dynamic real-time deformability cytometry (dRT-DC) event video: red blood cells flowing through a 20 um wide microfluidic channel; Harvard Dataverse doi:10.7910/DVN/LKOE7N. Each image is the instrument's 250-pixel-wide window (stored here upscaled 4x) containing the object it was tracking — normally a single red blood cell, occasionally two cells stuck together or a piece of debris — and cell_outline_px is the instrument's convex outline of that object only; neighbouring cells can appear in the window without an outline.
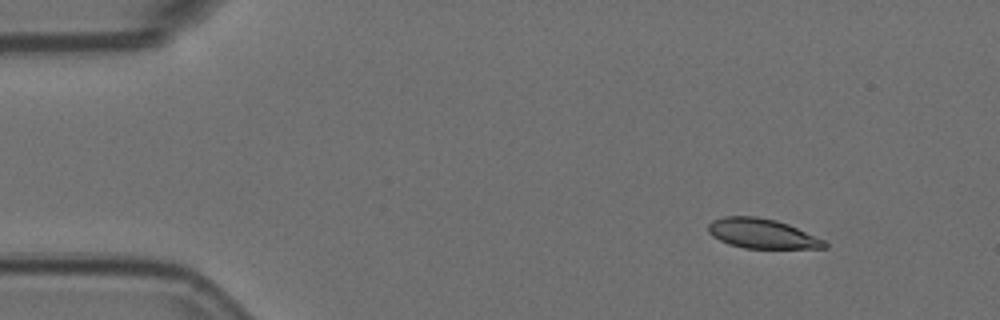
{"species": "Egyptian fruit bat (a non-hibernating species)", "species_latin": "Rousettus aegyptiacus", "temperature_condition": "room temperature", "stored_images_in_passage": 51, "camera_frame_rate_fps": 3000, "um_per_image_px": 0.085, "animal": {"sex": "female"}, "frame": {"image": 1, "passage_image": 1, "time_ms": 0.0, "image_size_px": [1000, 320], "cell_outline_px": [[828, 248], [744, 248], [728, 244], [712, 236], [708, 232], [708, 224], [712, 220], [724, 216], [756, 216], [776, 220], [788, 224], [824, 240], [828, 244]], "centroid_in_image_um": [64.75, 19.85], "position_along_channel_um": 20.3, "area_um2": 20.11}}
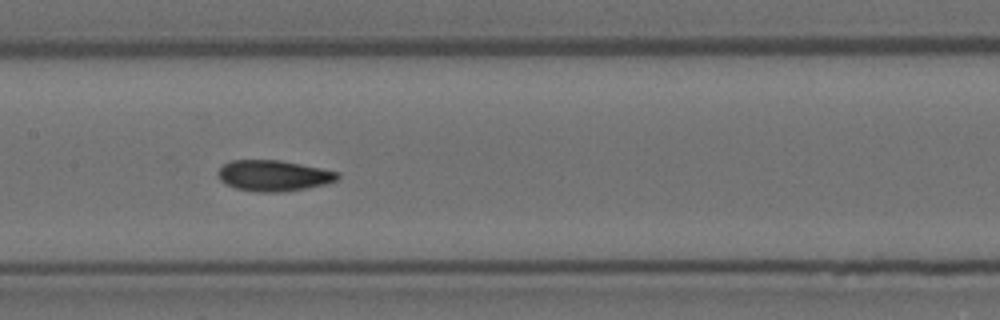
{"frame": {"image": 2, "passage_image": 22, "time_ms": 7.0, "image_size_px": [1000, 320], "cell_outline_px": [[340, 176], [336, 180], [328, 184], [280, 192], [260, 192], [236, 188], [220, 180], [216, 172], [224, 164], [232, 160], [280, 160], [340, 172]], "centroid_in_image_um": [23.26, 14.92], "position_along_channel_um": 184.1, "area_um2": 21.39}}
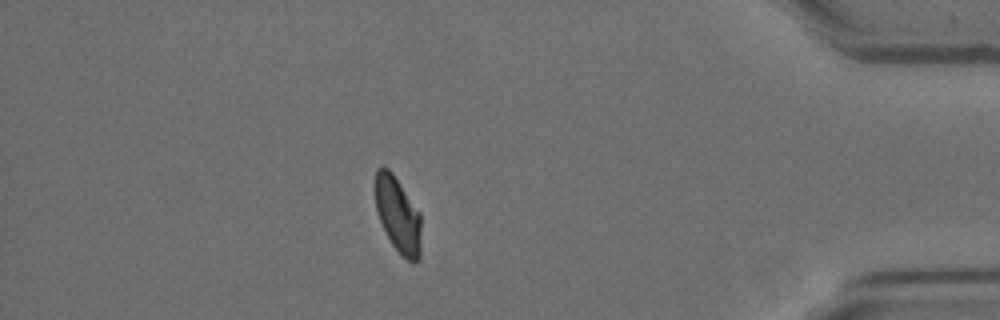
{"frame": {"image": 3, "passage_image": 44, "time_ms": 14.333, "image_size_px": [1000, 320], "cell_outline_px": [[420, 260], [412, 264], [392, 244], [376, 212], [372, 184], [376, 168], [388, 168], [392, 172], [420, 212]], "centroid_in_image_um": [33.78, 18.2], "position_along_channel_um": 401.4, "area_um2": 20.52}, "authors_computed_cell_mechanics": {"area_um2": 21.1548, "velocity_mm_per_s": 3.5642, "shape_relaxation_time_tau1_ms": 6.4533, "shape_relaxation_time_tau2_ms": 1.703, "deformation_change_tau1": 0.1718, "deformation_change_tau2": 0.05}}